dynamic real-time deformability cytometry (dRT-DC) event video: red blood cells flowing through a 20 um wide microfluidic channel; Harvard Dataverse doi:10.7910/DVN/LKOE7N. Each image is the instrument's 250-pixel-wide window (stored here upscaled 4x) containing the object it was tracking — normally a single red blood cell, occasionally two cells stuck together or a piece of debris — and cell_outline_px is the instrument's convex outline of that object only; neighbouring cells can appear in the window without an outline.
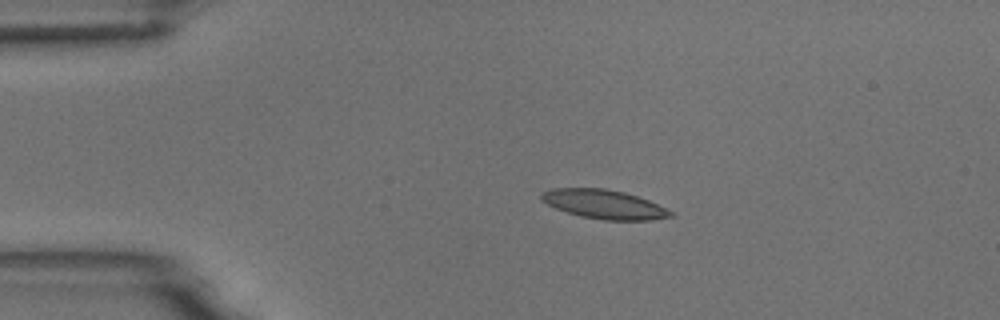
{"species": "common noctule bat (a hibernating species)", "species_latin": "Nyctalus noctula", "temperature_condition": "room temperature", "stored_images_in_passage": 11, "camera_frame_rate_fps": 3000, "um_per_image_px": 0.085, "animal": {"sex": "male", "body_mass_g": 18.8}, "frame": {"image": 1, "passage_image": 1, "time_ms": 0.0, "image_size_px": [1000, 320], "cell_outline_px": [[676, 216], [652, 220], [604, 220], [580, 216], [556, 208], [540, 200], [540, 192], [552, 188], [604, 188], [624, 192], [648, 200], [672, 212]], "centroid_in_image_um": [51.32, 17.36], "position_along_channel_um": 33.7, "area_um2": 21.79}}
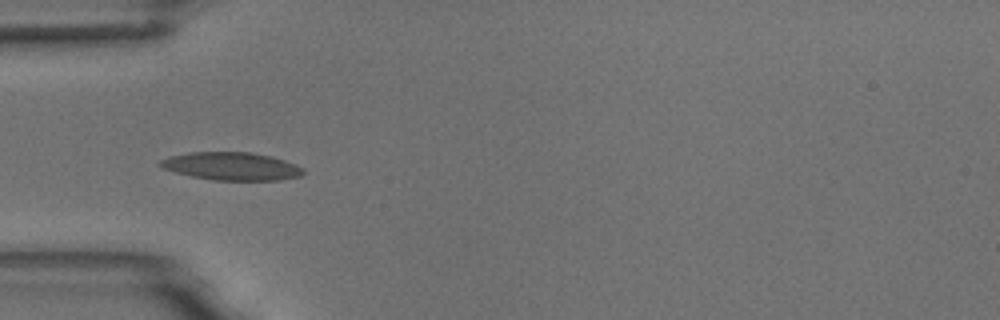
{"frame": {"image": 2, "passage_image": 7, "time_ms": 2.0, "image_size_px": [1000, 320], "cell_outline_px": [[304, 172], [300, 176], [280, 180], [212, 180], [192, 176], [176, 172], [164, 168], [156, 164], [160, 160], [168, 156], [192, 152], [252, 152], [272, 156], [296, 164], [304, 168]], "centroid_in_image_um": [19.69, 14.12], "position_along_channel_um": 65.3, "area_um2": 23.35}}